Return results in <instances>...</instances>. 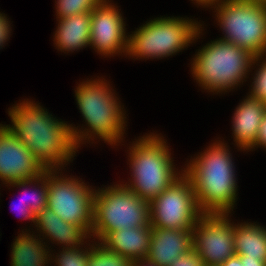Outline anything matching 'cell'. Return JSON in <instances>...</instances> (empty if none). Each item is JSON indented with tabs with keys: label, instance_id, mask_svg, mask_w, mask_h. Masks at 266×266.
I'll list each match as a JSON object with an SVG mask.
<instances>
[{
	"label": "cell",
	"instance_id": "484cf974",
	"mask_svg": "<svg viewBox=\"0 0 266 266\" xmlns=\"http://www.w3.org/2000/svg\"><path fill=\"white\" fill-rule=\"evenodd\" d=\"M170 266H206L198 253L192 249L173 261Z\"/></svg>",
	"mask_w": 266,
	"mask_h": 266
},
{
	"label": "cell",
	"instance_id": "ba28073f",
	"mask_svg": "<svg viewBox=\"0 0 266 266\" xmlns=\"http://www.w3.org/2000/svg\"><path fill=\"white\" fill-rule=\"evenodd\" d=\"M217 18L225 37L252 55L266 54V8L253 0H221Z\"/></svg>",
	"mask_w": 266,
	"mask_h": 266
},
{
	"label": "cell",
	"instance_id": "4dcf8cb0",
	"mask_svg": "<svg viewBox=\"0 0 266 266\" xmlns=\"http://www.w3.org/2000/svg\"><path fill=\"white\" fill-rule=\"evenodd\" d=\"M220 266H243L239 255L234 254L232 257L225 260Z\"/></svg>",
	"mask_w": 266,
	"mask_h": 266
},
{
	"label": "cell",
	"instance_id": "d4e9b609",
	"mask_svg": "<svg viewBox=\"0 0 266 266\" xmlns=\"http://www.w3.org/2000/svg\"><path fill=\"white\" fill-rule=\"evenodd\" d=\"M251 90L249 96L266 105V61H263L259 70H257L256 77H254L253 89Z\"/></svg>",
	"mask_w": 266,
	"mask_h": 266
},
{
	"label": "cell",
	"instance_id": "836d02e7",
	"mask_svg": "<svg viewBox=\"0 0 266 266\" xmlns=\"http://www.w3.org/2000/svg\"><path fill=\"white\" fill-rule=\"evenodd\" d=\"M257 2L258 4L262 5L264 8H266V0H253Z\"/></svg>",
	"mask_w": 266,
	"mask_h": 266
},
{
	"label": "cell",
	"instance_id": "8992f818",
	"mask_svg": "<svg viewBox=\"0 0 266 266\" xmlns=\"http://www.w3.org/2000/svg\"><path fill=\"white\" fill-rule=\"evenodd\" d=\"M150 224V204L124 185H114L94 194L91 233L101 240L116 230Z\"/></svg>",
	"mask_w": 266,
	"mask_h": 266
},
{
	"label": "cell",
	"instance_id": "4316f807",
	"mask_svg": "<svg viewBox=\"0 0 266 266\" xmlns=\"http://www.w3.org/2000/svg\"><path fill=\"white\" fill-rule=\"evenodd\" d=\"M256 145L266 147V113L260 123L256 141L248 148V150L251 148L253 149Z\"/></svg>",
	"mask_w": 266,
	"mask_h": 266
},
{
	"label": "cell",
	"instance_id": "8fae6325",
	"mask_svg": "<svg viewBox=\"0 0 266 266\" xmlns=\"http://www.w3.org/2000/svg\"><path fill=\"white\" fill-rule=\"evenodd\" d=\"M228 215L203 213L192 229L193 249L206 266H220L235 254L234 225Z\"/></svg>",
	"mask_w": 266,
	"mask_h": 266
},
{
	"label": "cell",
	"instance_id": "603a6c76",
	"mask_svg": "<svg viewBox=\"0 0 266 266\" xmlns=\"http://www.w3.org/2000/svg\"><path fill=\"white\" fill-rule=\"evenodd\" d=\"M84 252L82 249L75 248H63V251L57 255L55 262L58 266H88L89 254L91 248Z\"/></svg>",
	"mask_w": 266,
	"mask_h": 266
},
{
	"label": "cell",
	"instance_id": "ffe728a7",
	"mask_svg": "<svg viewBox=\"0 0 266 266\" xmlns=\"http://www.w3.org/2000/svg\"><path fill=\"white\" fill-rule=\"evenodd\" d=\"M11 252V266H45L48 264L49 251L34 235L22 233L15 239Z\"/></svg>",
	"mask_w": 266,
	"mask_h": 266
},
{
	"label": "cell",
	"instance_id": "7a4b0ae2",
	"mask_svg": "<svg viewBox=\"0 0 266 266\" xmlns=\"http://www.w3.org/2000/svg\"><path fill=\"white\" fill-rule=\"evenodd\" d=\"M224 145L214 143L184 169L202 213L228 214L235 204L237 184L234 165Z\"/></svg>",
	"mask_w": 266,
	"mask_h": 266
},
{
	"label": "cell",
	"instance_id": "9a60e30c",
	"mask_svg": "<svg viewBox=\"0 0 266 266\" xmlns=\"http://www.w3.org/2000/svg\"><path fill=\"white\" fill-rule=\"evenodd\" d=\"M152 226L125 228L108 233L101 244L108 250L131 261L147 258L150 249Z\"/></svg>",
	"mask_w": 266,
	"mask_h": 266
},
{
	"label": "cell",
	"instance_id": "30bf717a",
	"mask_svg": "<svg viewBox=\"0 0 266 266\" xmlns=\"http://www.w3.org/2000/svg\"><path fill=\"white\" fill-rule=\"evenodd\" d=\"M80 182L74 178H60L55 170H47V207L62 220L83 227L90 234L95 192Z\"/></svg>",
	"mask_w": 266,
	"mask_h": 266
},
{
	"label": "cell",
	"instance_id": "52a82bcc",
	"mask_svg": "<svg viewBox=\"0 0 266 266\" xmlns=\"http://www.w3.org/2000/svg\"><path fill=\"white\" fill-rule=\"evenodd\" d=\"M200 26L185 18L151 20L128 36L126 53L148 59L170 56L194 41L200 34Z\"/></svg>",
	"mask_w": 266,
	"mask_h": 266
},
{
	"label": "cell",
	"instance_id": "9c48e42d",
	"mask_svg": "<svg viewBox=\"0 0 266 266\" xmlns=\"http://www.w3.org/2000/svg\"><path fill=\"white\" fill-rule=\"evenodd\" d=\"M150 224L163 229L192 230L203 214L189 177L183 173L150 202Z\"/></svg>",
	"mask_w": 266,
	"mask_h": 266
},
{
	"label": "cell",
	"instance_id": "d6986e66",
	"mask_svg": "<svg viewBox=\"0 0 266 266\" xmlns=\"http://www.w3.org/2000/svg\"><path fill=\"white\" fill-rule=\"evenodd\" d=\"M234 249L239 257L266 261V229L255 223L234 225Z\"/></svg>",
	"mask_w": 266,
	"mask_h": 266
},
{
	"label": "cell",
	"instance_id": "6da1fadb",
	"mask_svg": "<svg viewBox=\"0 0 266 266\" xmlns=\"http://www.w3.org/2000/svg\"><path fill=\"white\" fill-rule=\"evenodd\" d=\"M9 111V129L34 154L45 170H55L75 155L71 125L51 117L41 106L23 101ZM57 167V168H56Z\"/></svg>",
	"mask_w": 266,
	"mask_h": 266
},
{
	"label": "cell",
	"instance_id": "7402d4cb",
	"mask_svg": "<svg viewBox=\"0 0 266 266\" xmlns=\"http://www.w3.org/2000/svg\"><path fill=\"white\" fill-rule=\"evenodd\" d=\"M103 0H57V15L59 19L91 12Z\"/></svg>",
	"mask_w": 266,
	"mask_h": 266
},
{
	"label": "cell",
	"instance_id": "5b68a950",
	"mask_svg": "<svg viewBox=\"0 0 266 266\" xmlns=\"http://www.w3.org/2000/svg\"><path fill=\"white\" fill-rule=\"evenodd\" d=\"M76 100L85 122L90 127V131L77 132L71 126V132L75 146L78 148L80 141L85 140L88 132L99 136L109 144L119 142L125 128L124 116L116 97L113 96L108 84L102 80L87 81L79 84L75 90ZM92 130V131H91ZM82 133V134H81Z\"/></svg>",
	"mask_w": 266,
	"mask_h": 266
},
{
	"label": "cell",
	"instance_id": "5bb4252c",
	"mask_svg": "<svg viewBox=\"0 0 266 266\" xmlns=\"http://www.w3.org/2000/svg\"><path fill=\"white\" fill-rule=\"evenodd\" d=\"M193 249L192 230L152 227L147 259L158 266H170L181 255Z\"/></svg>",
	"mask_w": 266,
	"mask_h": 266
},
{
	"label": "cell",
	"instance_id": "1f68e13d",
	"mask_svg": "<svg viewBox=\"0 0 266 266\" xmlns=\"http://www.w3.org/2000/svg\"><path fill=\"white\" fill-rule=\"evenodd\" d=\"M146 265L147 266H158L156 263L148 260L147 258L140 259V260H134L132 262V266H146Z\"/></svg>",
	"mask_w": 266,
	"mask_h": 266
},
{
	"label": "cell",
	"instance_id": "f1b7e54d",
	"mask_svg": "<svg viewBox=\"0 0 266 266\" xmlns=\"http://www.w3.org/2000/svg\"><path fill=\"white\" fill-rule=\"evenodd\" d=\"M19 206L18 207H19V210H20L21 214L26 219L32 220L35 223V216H36V214H34L33 211L30 208H28V206L25 204V202L22 201Z\"/></svg>",
	"mask_w": 266,
	"mask_h": 266
},
{
	"label": "cell",
	"instance_id": "7c38bea8",
	"mask_svg": "<svg viewBox=\"0 0 266 266\" xmlns=\"http://www.w3.org/2000/svg\"><path fill=\"white\" fill-rule=\"evenodd\" d=\"M45 171L8 125H0V179L11 186L25 187Z\"/></svg>",
	"mask_w": 266,
	"mask_h": 266
},
{
	"label": "cell",
	"instance_id": "44dd1931",
	"mask_svg": "<svg viewBox=\"0 0 266 266\" xmlns=\"http://www.w3.org/2000/svg\"><path fill=\"white\" fill-rule=\"evenodd\" d=\"M98 245L91 247L88 266H132L130 259L106 249L101 243Z\"/></svg>",
	"mask_w": 266,
	"mask_h": 266
},
{
	"label": "cell",
	"instance_id": "e0dca14e",
	"mask_svg": "<svg viewBox=\"0 0 266 266\" xmlns=\"http://www.w3.org/2000/svg\"><path fill=\"white\" fill-rule=\"evenodd\" d=\"M35 225L51 240L65 244L67 248L68 246L69 248H79L81 244L83 245V239L87 238L89 234L83 227L62 220L48 207L36 214Z\"/></svg>",
	"mask_w": 266,
	"mask_h": 266
},
{
	"label": "cell",
	"instance_id": "277c9868",
	"mask_svg": "<svg viewBox=\"0 0 266 266\" xmlns=\"http://www.w3.org/2000/svg\"><path fill=\"white\" fill-rule=\"evenodd\" d=\"M166 142L158 135L140 138L129 148L133 170L131 185H124L140 198L150 202L167 189L179 176L173 168Z\"/></svg>",
	"mask_w": 266,
	"mask_h": 266
},
{
	"label": "cell",
	"instance_id": "cb8c5ba5",
	"mask_svg": "<svg viewBox=\"0 0 266 266\" xmlns=\"http://www.w3.org/2000/svg\"><path fill=\"white\" fill-rule=\"evenodd\" d=\"M34 182L41 183V187H40L41 189L36 190L35 193L33 192L31 194L32 198H29V199L27 198L24 202L28 206V208H30L33 211L34 214H37L38 212L42 211L44 208L47 207V199H48L47 198V195H48L47 170L42 175H40L38 178H36Z\"/></svg>",
	"mask_w": 266,
	"mask_h": 266
},
{
	"label": "cell",
	"instance_id": "3957f363",
	"mask_svg": "<svg viewBox=\"0 0 266 266\" xmlns=\"http://www.w3.org/2000/svg\"><path fill=\"white\" fill-rule=\"evenodd\" d=\"M200 51V52H199ZM192 64L193 76L203 88L226 91L243 81L251 67L262 58L224 40H216L199 50Z\"/></svg>",
	"mask_w": 266,
	"mask_h": 266
},
{
	"label": "cell",
	"instance_id": "ac0fdd59",
	"mask_svg": "<svg viewBox=\"0 0 266 266\" xmlns=\"http://www.w3.org/2000/svg\"><path fill=\"white\" fill-rule=\"evenodd\" d=\"M91 12L59 19L55 44L61 51H72L90 45Z\"/></svg>",
	"mask_w": 266,
	"mask_h": 266
},
{
	"label": "cell",
	"instance_id": "4fadbf2b",
	"mask_svg": "<svg viewBox=\"0 0 266 266\" xmlns=\"http://www.w3.org/2000/svg\"><path fill=\"white\" fill-rule=\"evenodd\" d=\"M124 26L118 9L103 0L91 11L90 45L103 55L126 52L128 37Z\"/></svg>",
	"mask_w": 266,
	"mask_h": 266
},
{
	"label": "cell",
	"instance_id": "2e32d148",
	"mask_svg": "<svg viewBox=\"0 0 266 266\" xmlns=\"http://www.w3.org/2000/svg\"><path fill=\"white\" fill-rule=\"evenodd\" d=\"M265 113L266 105L250 96L240 103L233 117L234 141L238 147L247 150L256 141Z\"/></svg>",
	"mask_w": 266,
	"mask_h": 266
},
{
	"label": "cell",
	"instance_id": "83f0119b",
	"mask_svg": "<svg viewBox=\"0 0 266 266\" xmlns=\"http://www.w3.org/2000/svg\"><path fill=\"white\" fill-rule=\"evenodd\" d=\"M8 19L0 13V46L8 40L10 33V25Z\"/></svg>",
	"mask_w": 266,
	"mask_h": 266
},
{
	"label": "cell",
	"instance_id": "f546056e",
	"mask_svg": "<svg viewBox=\"0 0 266 266\" xmlns=\"http://www.w3.org/2000/svg\"><path fill=\"white\" fill-rule=\"evenodd\" d=\"M243 266H266V261L256 260L255 258L239 257Z\"/></svg>",
	"mask_w": 266,
	"mask_h": 266
},
{
	"label": "cell",
	"instance_id": "d6a6232c",
	"mask_svg": "<svg viewBox=\"0 0 266 266\" xmlns=\"http://www.w3.org/2000/svg\"><path fill=\"white\" fill-rule=\"evenodd\" d=\"M195 1L199 3L200 5L202 4V5L212 6L215 4V2L218 4L220 0H195Z\"/></svg>",
	"mask_w": 266,
	"mask_h": 266
}]
</instances>
